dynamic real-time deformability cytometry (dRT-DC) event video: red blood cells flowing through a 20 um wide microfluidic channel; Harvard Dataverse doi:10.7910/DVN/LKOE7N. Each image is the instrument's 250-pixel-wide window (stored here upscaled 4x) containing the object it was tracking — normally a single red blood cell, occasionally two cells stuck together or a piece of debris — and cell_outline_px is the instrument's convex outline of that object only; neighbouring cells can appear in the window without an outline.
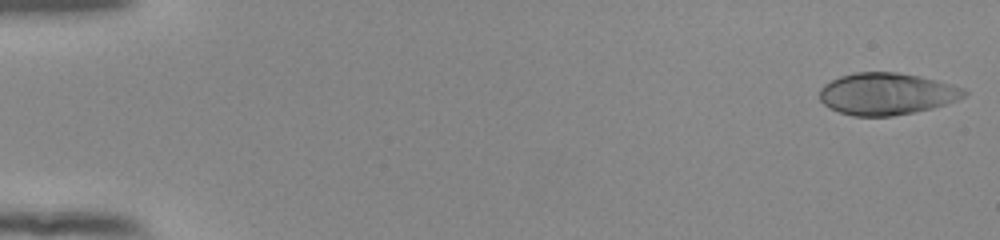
{"species": "human", "species_latin": "Homo sapiens", "temperature_condition": "room temperature", "stored_images_in_passage": 53, "camera_frame_rate_fps": 3000, "um_per_image_px": 0.085, "donor": {"sex": "female"}, "frame": {"image": 1, "passage_image": 1, "time_ms": 0.0, "image_size_px": [1000, 240], "cell_outline_px": [[968, 92], [964, 96], [956, 100], [932, 108], [892, 116], [852, 116], [828, 108], [820, 100], [820, 88], [824, 84], [840, 76], [856, 72], [896, 72], [920, 76], [952, 84], [964, 88]], "centroid_in_image_um": [75.35, 7.97], "position_along_channel_um": 9.7, "area_um2": 35.26}}
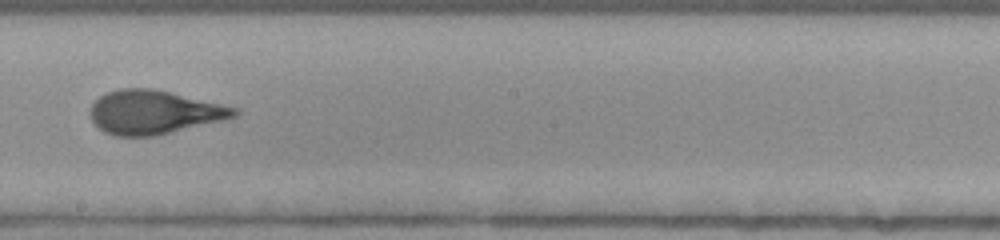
{"frame": {"image": 2, "passage_image": 31, "time_ms": 10.0, "image_size_px": [1000, 240], "cell_outline_px": [[240, 112], [236, 116], [224, 120], [152, 136], [116, 136], [104, 132], [92, 120], [88, 112], [92, 104], [100, 96], [108, 92], [120, 88], [152, 88], [240, 108]], "centroid_in_image_um": [13.09, 9.53], "position_along_channel_um": 235.1, "area_um2": 36.59}}
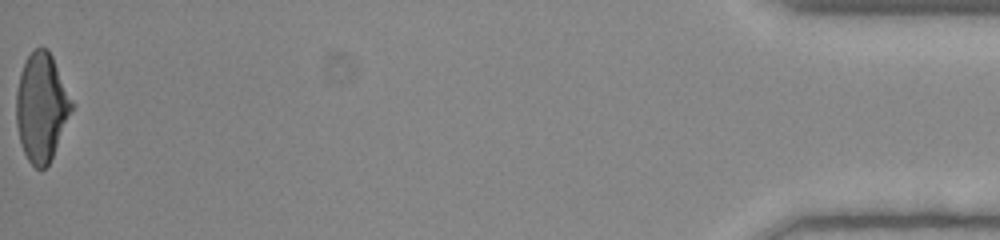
{"frame": {"image": 3, "passage_image": 53, "time_ms": 17.333, "image_size_px": [1000, 240], "cell_outline_px": [[72, 108], [52, 156], [48, 164], [44, 168], [36, 168], [28, 160], [20, 144], [16, 124], [16, 92], [20, 72], [24, 60], [36, 48], [48, 48], [52, 56], [72, 104]], "centroid_in_image_um": [3.47, 9.11], "position_along_channel_um": 431.7, "area_um2": 34.16}, "authors_computed_cell_mechanics": {"area_um2": 35.8938, "velocity_mm_per_s": 3.9216, "shape_relaxation_time_tau1_ms": 7.5342, "shape_relaxation_time_tau2_ms": 0.6982, "deformation_change_tau1": 0.2671, "deformation_change_tau2": 0.0702}}